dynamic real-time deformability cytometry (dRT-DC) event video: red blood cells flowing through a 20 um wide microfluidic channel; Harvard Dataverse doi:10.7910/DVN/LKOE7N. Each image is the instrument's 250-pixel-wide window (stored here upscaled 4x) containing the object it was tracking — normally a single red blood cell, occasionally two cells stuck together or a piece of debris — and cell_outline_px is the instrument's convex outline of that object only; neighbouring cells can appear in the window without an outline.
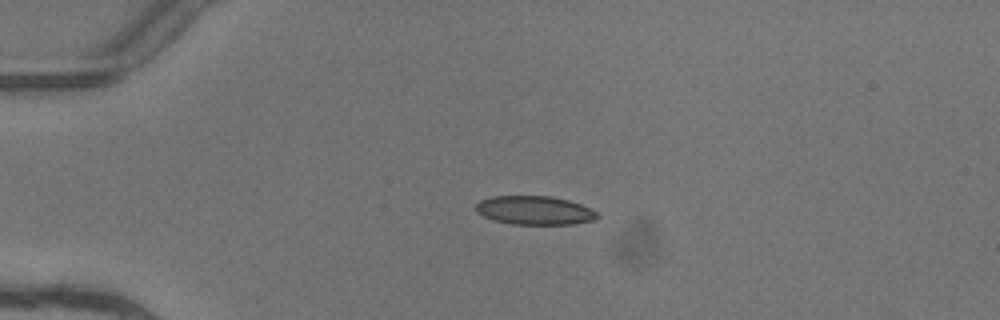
{"species": "common noctule bat (a hibernating species)", "species_latin": "Nyctalus noctula", "temperature_condition": "warm", "stored_images_in_passage": 5, "camera_frame_rate_fps": 3000, "um_per_image_px": 0.085, "animal": {"sex": "female"}, "frame": {"image": 1, "passage_image": 4, "time_ms": 1.0, "image_size_px": [1000, 320], "cell_outline_px": [[600, 216], [596, 220], [572, 224], [512, 224], [492, 220], [476, 212], [476, 204], [480, 200], [492, 196], [552, 196], [568, 200], [580, 204], [596, 212]], "centroid_in_image_um": [45.43, 17.88], "position_along_channel_um": 39.6, "area_um2": 20.35}}